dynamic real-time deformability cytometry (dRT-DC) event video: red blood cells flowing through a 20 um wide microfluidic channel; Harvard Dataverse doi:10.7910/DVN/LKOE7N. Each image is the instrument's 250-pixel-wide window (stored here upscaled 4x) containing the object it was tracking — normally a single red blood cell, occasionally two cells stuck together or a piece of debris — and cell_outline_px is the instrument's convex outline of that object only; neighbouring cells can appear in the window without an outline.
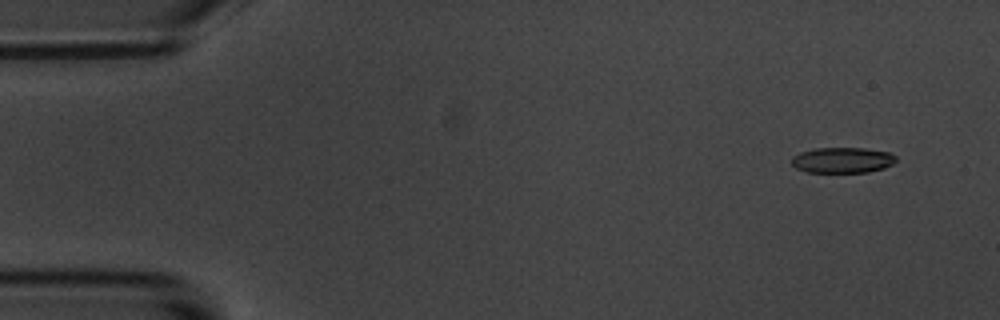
{"species": "common noctule bat (a hibernating species)", "species_latin": "Nyctalus noctula", "temperature_condition": "room temperature", "stored_images_in_passage": 6, "camera_frame_rate_fps": 3000, "um_per_image_px": 0.085, "animal": {"sex": "male", "body_mass_g": 20.1, "forearm_length_mm": 53.5}, "frame": {"image": 1, "passage_image": 1, "time_ms": 0.0, "image_size_px": [1000, 320], "cell_outline_px": [[896, 160], [892, 164], [884, 168], [868, 172], [808, 172], [796, 168], [792, 164], [792, 156], [800, 152], [816, 148], [864, 148], [888, 152], [896, 156]], "centroid_in_image_um": [71.6, 13.61], "position_along_channel_um": 13.4, "area_um2": 15.55}}
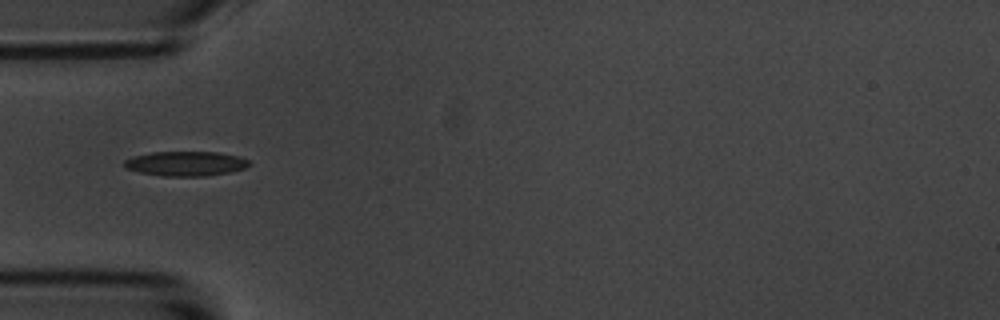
{"frame": {"image": 2, "passage_image": 5, "time_ms": 4.667, "image_size_px": [1000, 320], "cell_outline_px": [[252, 164], [244, 168], [232, 172], [204, 176], [164, 176], [140, 172], [124, 168], [124, 160], [132, 156], [152, 152], [216, 152], [240, 156], [248, 160]], "centroid_in_image_um": [15.79, 13.9], "position_along_channel_um": 69.2, "area_um2": 18.03}}